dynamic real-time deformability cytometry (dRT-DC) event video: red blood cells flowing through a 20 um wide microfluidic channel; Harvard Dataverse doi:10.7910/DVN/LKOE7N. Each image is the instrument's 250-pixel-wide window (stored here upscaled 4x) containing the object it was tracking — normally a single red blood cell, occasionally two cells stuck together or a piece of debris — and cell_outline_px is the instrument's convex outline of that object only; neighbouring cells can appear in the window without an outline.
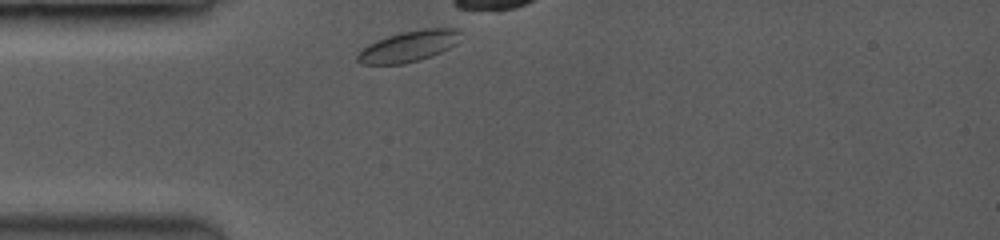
{"species": "common noctule bat (a hibernating species)", "species_latin": "Nyctalus noctula", "temperature_condition": "room temperature", "stored_images_in_passage": 16, "camera_frame_rate_fps": 3500, "um_per_image_px": 0.085, "animal": {"sex": "female", "body_mass_g": 19.0, "forearm_length_mm": 53.3}, "frame": {"image": 1, "passage_image": 1, "time_ms": 0.0, "image_size_px": [1000, 240], "cell_outline_px": [[460, 32], [456, 44], [432, 56], [420, 60], [400, 64], [364, 64], [356, 60], [356, 56], [360, 48], [376, 40], [400, 32], [420, 28], [456, 28]], "centroid_in_image_um": [34.69, 3.92], "position_along_channel_um": 50.3, "area_um2": 18.67}}